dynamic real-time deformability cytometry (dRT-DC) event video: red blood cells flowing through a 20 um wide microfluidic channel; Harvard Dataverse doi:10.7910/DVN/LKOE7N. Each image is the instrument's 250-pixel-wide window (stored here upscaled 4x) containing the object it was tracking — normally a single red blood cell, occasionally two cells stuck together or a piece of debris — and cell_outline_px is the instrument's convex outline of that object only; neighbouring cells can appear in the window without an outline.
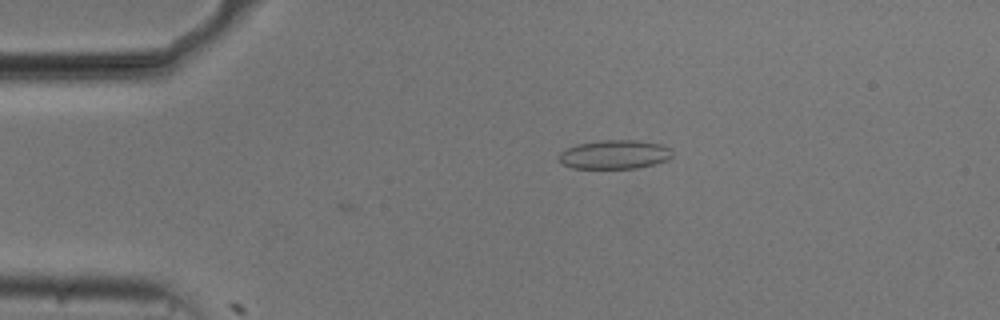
{"species": "common noctule bat (a hibernating species)", "species_latin": "Nyctalus noctula", "temperature_condition": "cold", "stored_images_in_passage": 7, "camera_frame_rate_fps": 3000, "um_per_image_px": 0.085, "animal": {"sex": "male", "body_mass_g": 20.5, "forearm_length_mm": 52.5}, "frame": {"image": 1, "passage_image": 1, "time_ms": 0.0, "image_size_px": [1000, 320], "cell_outline_px": [[672, 156], [668, 160], [656, 164], [636, 168], [572, 168], [564, 164], [560, 160], [560, 152], [564, 148], [576, 144], [600, 140], [636, 140], [660, 144], [672, 148]], "centroid_in_image_um": [52.26, 13.12], "position_along_channel_um": 32.7, "area_um2": 19.25}}